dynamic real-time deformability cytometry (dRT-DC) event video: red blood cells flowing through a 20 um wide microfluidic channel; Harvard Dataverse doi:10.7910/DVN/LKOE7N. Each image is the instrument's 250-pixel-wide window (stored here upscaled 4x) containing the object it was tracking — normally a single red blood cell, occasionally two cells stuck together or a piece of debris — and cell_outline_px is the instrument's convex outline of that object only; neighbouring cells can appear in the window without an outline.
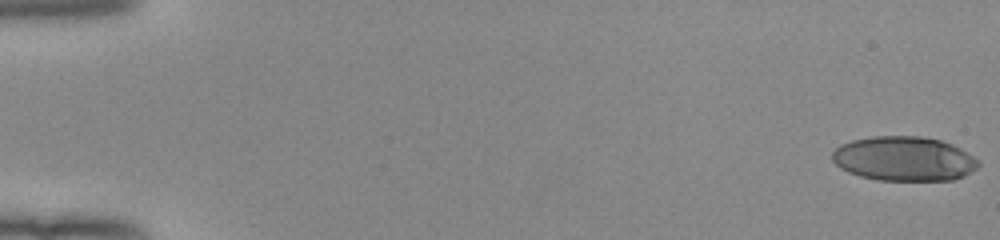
{"species": "human", "species_latin": "Homo sapiens", "temperature_condition": "room temperature", "stored_images_in_passage": 53, "camera_frame_rate_fps": 3000, "um_per_image_px": 0.085, "donor": {"sex": "female"}, "frame": {"image": 1, "passage_image": 1, "time_ms": 0.0, "image_size_px": [1000, 240], "cell_outline_px": [[980, 164], [976, 168], [964, 176], [952, 180], [876, 180], [860, 176], [848, 172], [840, 168], [832, 160], [832, 152], [840, 144], [852, 140], [872, 136], [920, 136], [940, 140], [952, 144], [960, 148], [980, 160]], "centroid_in_image_um": [76.83, 13.49], "position_along_channel_um": 8.2, "area_um2": 38.03}}
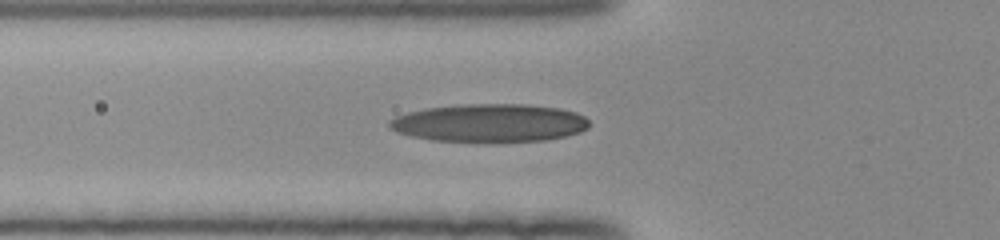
{"frame": {"image": 2, "passage_image": 20, "time_ms": 6.333, "image_size_px": [1000, 240], "cell_outline_px": [[588, 128], [580, 132], [564, 136], [544, 140], [432, 140], [412, 136], [396, 132], [388, 128], [388, 120], [396, 116], [408, 112], [428, 108], [468, 104], [524, 104], [560, 108], [576, 112], [584, 116], [588, 120]], "centroid_in_image_um": [41.6, 10.43], "position_along_channel_um": 84.2, "area_um2": 43.58}}
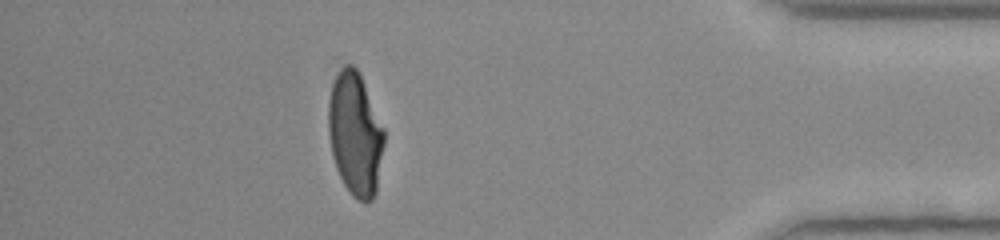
{"frame": {"image": 3, "passage_image": 47, "time_ms": 15.333, "image_size_px": [1000, 240], "cell_outline_px": [[384, 144], [376, 192], [372, 200], [364, 204], [352, 196], [344, 184], [336, 168], [332, 156], [328, 132], [328, 104], [332, 84], [340, 68], [344, 64], [352, 64], [356, 68], [364, 84], [384, 128]], "centroid_in_image_um": [30.18, 11.41], "position_along_channel_um": 405.0, "area_um2": 40.06}, "authors_computed_cell_mechanics": {"area_um2": 40.2866, "velocity_mm_per_s": 4.0005, "shape_relaxation_time_tau1_ms": 6.6922, "shape_relaxation_time_tau2_ms": 1.0392, "deformation_change_tau1": 0.2907, "deformation_change_tau2": 0.0775}}